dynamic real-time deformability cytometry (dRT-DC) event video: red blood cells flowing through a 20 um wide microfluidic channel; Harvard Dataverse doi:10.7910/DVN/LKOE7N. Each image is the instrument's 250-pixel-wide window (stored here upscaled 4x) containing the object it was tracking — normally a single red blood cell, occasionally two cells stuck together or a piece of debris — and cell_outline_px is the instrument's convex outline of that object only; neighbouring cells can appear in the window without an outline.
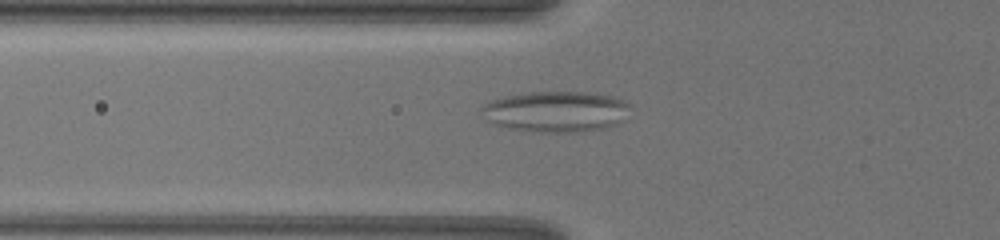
{"species": "common noctule bat (a hibernating species)", "species_latin": "Nyctalus noctula", "temperature_condition": "warm", "stored_images_in_passage": 45, "camera_frame_rate_fps": 3000, "um_per_image_px": 0.085, "animal": {"sex": "female", "body_mass_g": 19.5, "forearm_length_mm": 54.1}, "frame": {"image": 1, "passage_image": 11, "time_ms": 3.333, "image_size_px": [1000, 240], "cell_outline_px": [[628, 104], [616, 124], [600, 128], [572, 132], [540, 132], [508, 128], [496, 124], [488, 120], [484, 108], [484, 104], [492, 100], [504, 96], [532, 92], [592, 92], [616, 96], [624, 100]], "centroid_in_image_um": [47.24, 9.46], "position_along_channel_um": 78.6, "area_um2": 34.39}}
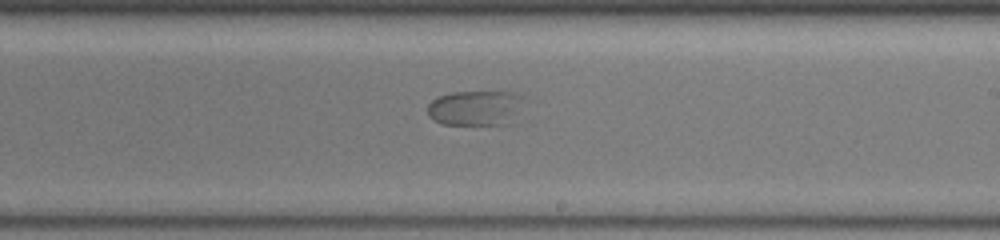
{"frame": {"image": 2, "passage_image": 28, "time_ms": 9.0, "image_size_px": [1000, 240], "cell_outline_px": [[524, 96], [512, 124], [440, 124], [428, 116], [428, 104], [432, 100], [440, 96], [452, 92], [520, 92]], "centroid_in_image_um": [40.43, 9.17], "position_along_channel_um": 248.6, "area_um2": 19.77}}
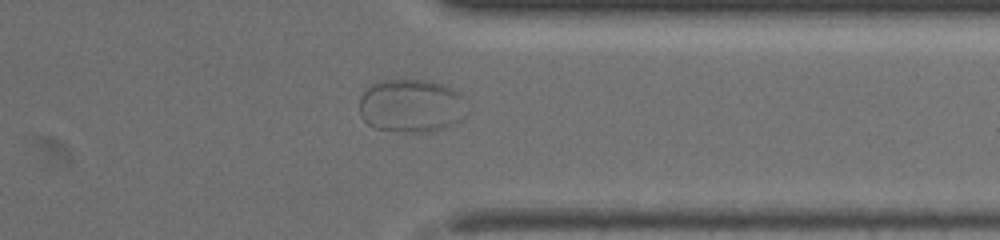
{"frame": {"image": 3, "passage_image": 41, "time_ms": 13.333, "image_size_px": [1000, 240], "cell_outline_px": [[468, 116], [444, 128], [428, 132], [404, 132], [376, 128], [368, 124], [360, 116], [360, 96], [376, 80], [428, 80], [444, 84], [452, 88], [464, 96]], "centroid_in_image_um": [34.99, 8.98], "position_along_channel_um": 376.4, "area_um2": 33.87}}